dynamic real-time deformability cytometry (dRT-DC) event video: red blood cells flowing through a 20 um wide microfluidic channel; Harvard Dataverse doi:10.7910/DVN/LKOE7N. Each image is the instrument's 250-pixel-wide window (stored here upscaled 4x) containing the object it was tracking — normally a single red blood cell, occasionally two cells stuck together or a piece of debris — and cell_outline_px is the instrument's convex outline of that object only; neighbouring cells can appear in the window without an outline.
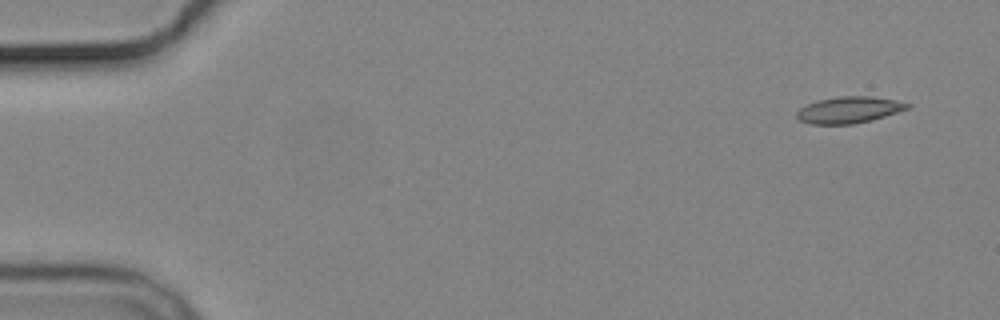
{"species": "common noctule bat (a hibernating species)", "species_latin": "Nyctalus noctula", "temperature_condition": "cold", "stored_images_in_passage": 8, "camera_frame_rate_fps": 3000, "um_per_image_px": 0.085, "animal": {"sex": "male", "body_mass_g": 19.2, "forearm_length_mm": 51.8}, "frame": {"image": 1, "passage_image": 1, "time_ms": 0.0, "image_size_px": [1000, 320], "cell_outline_px": [[912, 108], [872, 120], [852, 124], [812, 124], [800, 120], [796, 116], [796, 112], [800, 108], [816, 100], [840, 96], [872, 96], [896, 100], [912, 104]], "centroid_in_image_um": [72.21, 9.33], "position_along_channel_um": 12.8, "area_um2": 17.22}}
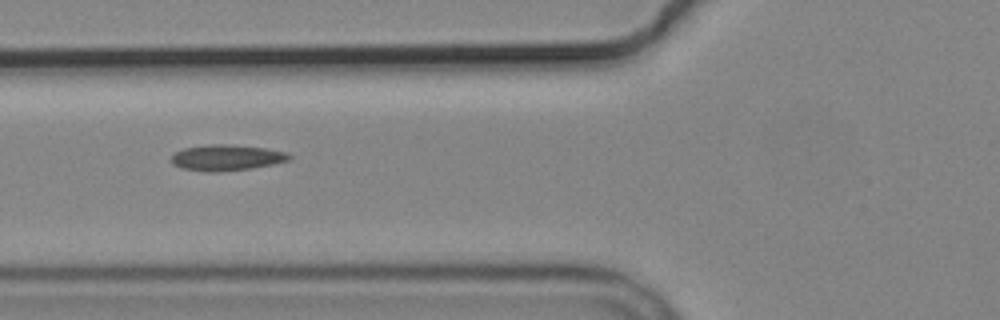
{"frame": {"image": 2, "passage_image": 6, "time_ms": 6.0, "image_size_px": [1000, 320], "cell_outline_px": [[292, 156], [288, 160], [272, 164], [252, 168], [220, 172], [208, 172], [180, 168], [172, 164], [172, 156], [176, 152], [184, 148], [212, 144], [228, 144], [264, 148], [288, 152]], "centroid_in_image_um": [19.25, 13.4], "position_along_channel_um": 106.5, "area_um2": 17.74}}
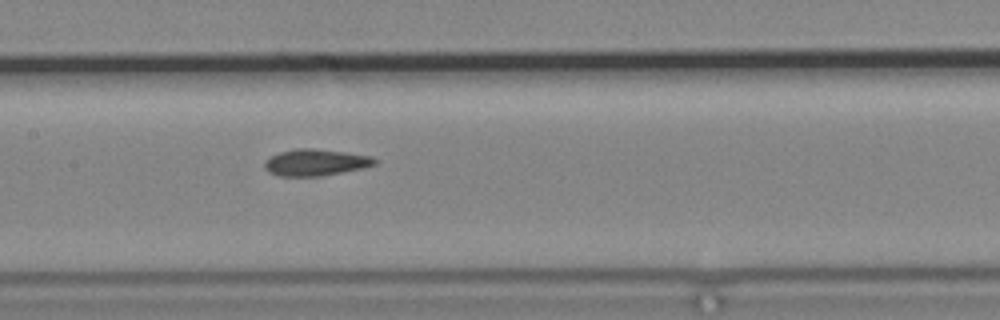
{"frame": {"image": 3, "passage_image": 8, "time_ms": 8.0, "image_size_px": [1000, 320], "cell_outline_px": [[380, 160], [376, 164], [364, 168], [316, 176], [280, 176], [268, 172], [264, 168], [264, 160], [280, 152], [300, 148], [312, 148], [344, 152], [372, 156]], "centroid_in_image_um": [26.84, 13.8], "position_along_channel_um": 180.6, "area_um2": 16.99}}